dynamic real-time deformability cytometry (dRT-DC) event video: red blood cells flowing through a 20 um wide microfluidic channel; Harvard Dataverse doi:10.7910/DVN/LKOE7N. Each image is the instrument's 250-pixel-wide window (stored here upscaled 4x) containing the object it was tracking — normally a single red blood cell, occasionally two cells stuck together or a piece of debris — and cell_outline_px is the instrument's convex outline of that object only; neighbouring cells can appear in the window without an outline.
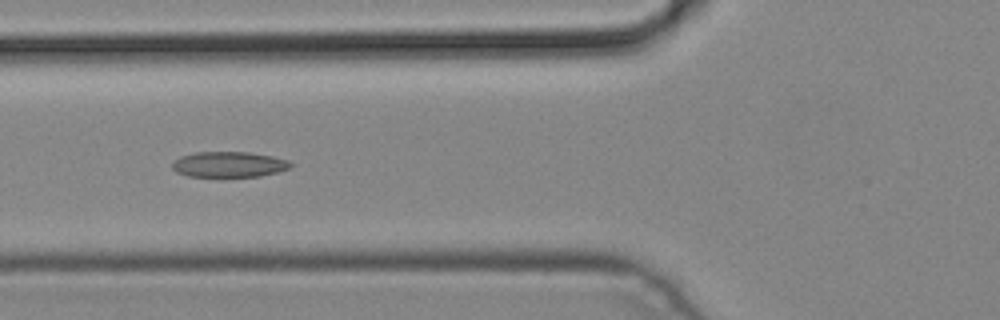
{"species": "common noctule bat (a hibernating species)", "species_latin": "Nyctalus noctula", "temperature_condition": "cold", "stored_images_in_passage": 6, "camera_frame_rate_fps": 3000, "um_per_image_px": 0.085, "animal": {"sex": "male", "body_mass_g": 19.2, "forearm_length_mm": 51.8}, "frame": {"image": 1, "passage_image": 6, "time_ms": 1.667, "image_size_px": [1000, 320], "cell_outline_px": [[292, 164], [288, 168], [276, 172], [260, 176], [188, 176], [176, 172], [172, 168], [172, 160], [180, 156], [196, 152], [248, 152], [272, 156], [288, 160]], "centroid_in_image_um": [19.41, 13.96], "position_along_channel_um": 106.4, "area_um2": 17.51}}